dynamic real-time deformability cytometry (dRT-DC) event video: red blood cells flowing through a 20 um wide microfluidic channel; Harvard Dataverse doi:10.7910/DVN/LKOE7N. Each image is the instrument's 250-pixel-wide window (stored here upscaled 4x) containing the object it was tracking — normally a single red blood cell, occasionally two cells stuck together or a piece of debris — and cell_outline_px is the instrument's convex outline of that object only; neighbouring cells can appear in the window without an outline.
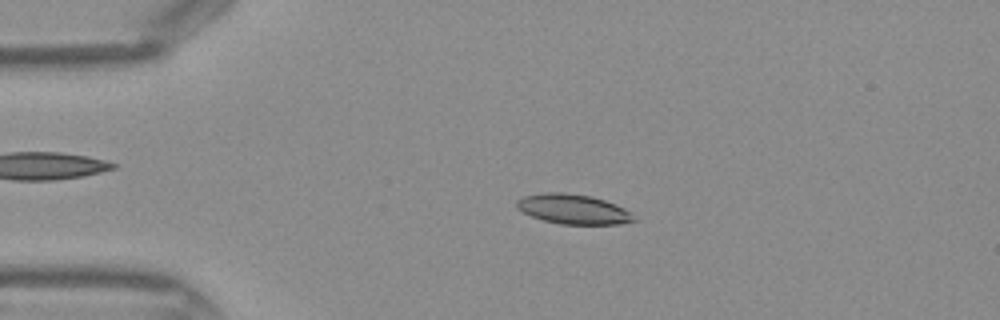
{"species": "Egyptian fruit bat (a non-hibernating species)", "species_latin": "Rousettus aegyptiacus", "temperature_condition": "warm", "stored_images_in_passage": 43, "camera_frame_rate_fps": 3000, "um_per_image_px": 0.085, "frame": {"image": 1, "passage_image": 9, "time_ms": 2.667, "image_size_px": [1000, 320], "cell_outline_px": [[636, 220], [620, 224], [560, 224], [544, 220], [532, 216], [516, 208], [516, 200], [524, 196], [540, 192], [564, 192], [592, 196], [616, 204], [632, 212]], "centroid_in_image_um": [48.72, 17.76], "position_along_channel_um": 36.3, "area_um2": 20.46}}
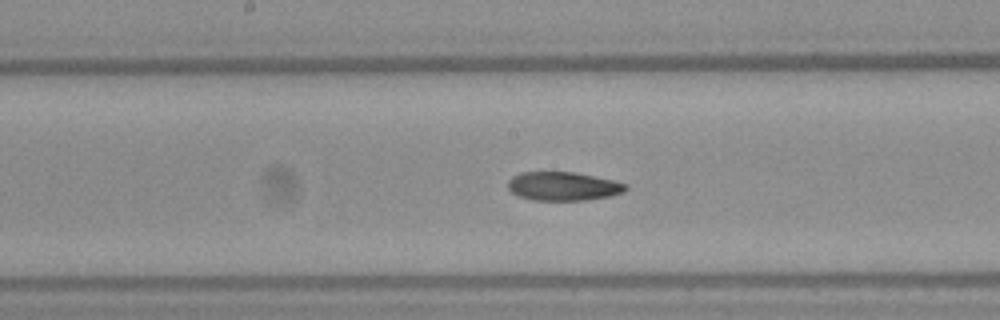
{"frame": {"image": 2, "passage_image": 22, "time_ms": 7.0, "image_size_px": [1000, 320], "cell_outline_px": [[628, 188], [624, 192], [608, 196], [584, 200], [532, 200], [520, 196], [512, 192], [508, 188], [508, 180], [512, 176], [520, 172], [572, 172], [612, 180], [628, 184]], "centroid_in_image_um": [47.85, 15.83], "position_along_channel_um": 200.4, "area_um2": 19.54}}
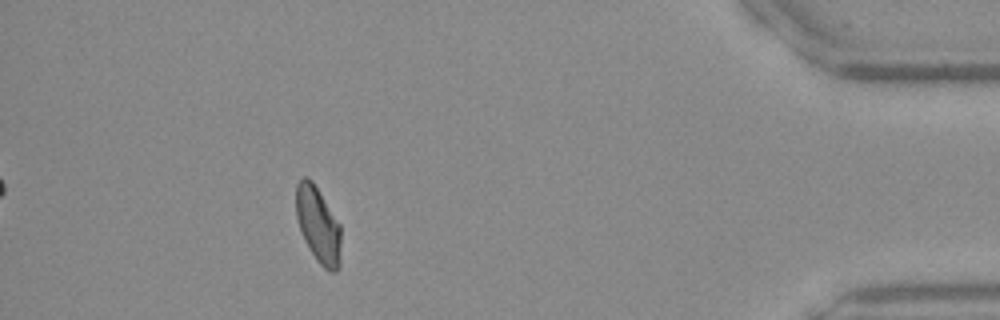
{"frame": {"image": 3, "passage_image": 39, "time_ms": 12.667, "image_size_px": [1000, 320], "cell_outline_px": [[340, 264], [336, 272], [328, 272], [316, 260], [304, 240], [300, 232], [296, 216], [296, 184], [304, 176], [308, 176], [312, 180], [340, 224]], "centroid_in_image_um": [27.03, 19.12], "position_along_channel_um": 408.2, "area_um2": 20.0}}